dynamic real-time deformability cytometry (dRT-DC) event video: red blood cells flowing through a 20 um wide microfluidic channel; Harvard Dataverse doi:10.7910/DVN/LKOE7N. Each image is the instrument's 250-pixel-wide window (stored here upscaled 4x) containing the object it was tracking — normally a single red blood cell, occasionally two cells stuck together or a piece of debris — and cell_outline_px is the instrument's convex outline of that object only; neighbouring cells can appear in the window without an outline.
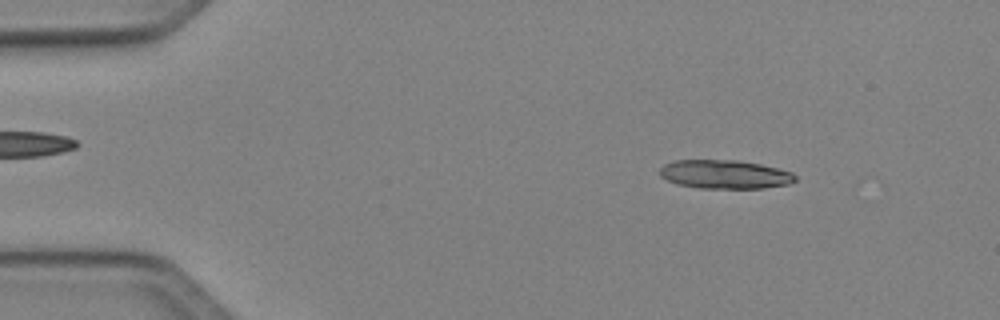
{"species": "Egyptian fruit bat (a non-hibernating species)", "species_latin": "Rousettus aegyptiacus", "temperature_condition": "cold", "stored_images_in_passage": 48, "camera_frame_rate_fps": 3000, "um_per_image_px": 0.085, "animal": {"sex": "female"}, "frame": {"image": 1, "passage_image": 6, "time_ms": 1.667, "image_size_px": [1000, 320], "cell_outline_px": [[796, 180], [788, 184], [764, 188], [700, 188], [676, 184], [660, 176], [660, 168], [664, 164], [672, 160], [736, 160], [760, 164], [792, 172], [796, 176]], "centroid_in_image_um": [61.59, 14.82], "position_along_channel_um": 23.4, "area_um2": 22.66}}
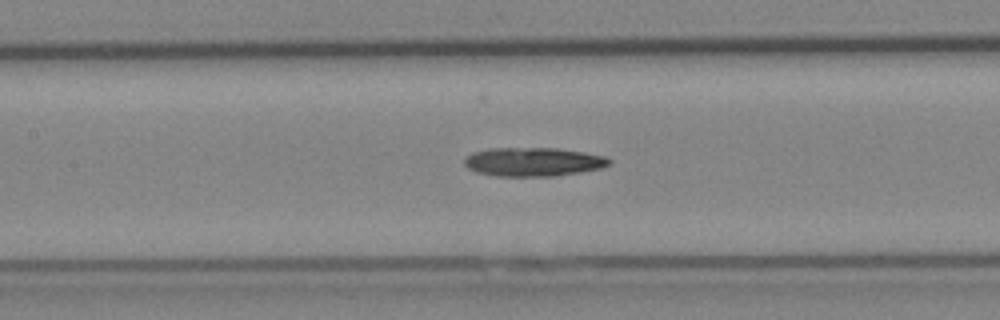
{"frame": {"image": 2, "passage_image": 22, "time_ms": 7.0, "image_size_px": [1000, 320], "cell_outline_px": [[612, 164], [600, 168], [580, 172], [556, 176], [496, 176], [476, 172], [468, 168], [464, 164], [464, 160], [472, 152], [488, 148], [556, 148], [584, 152], [604, 156], [612, 160]], "centroid_in_image_um": [45.33, 13.75], "position_along_channel_um": 162.1, "area_um2": 24.39}}
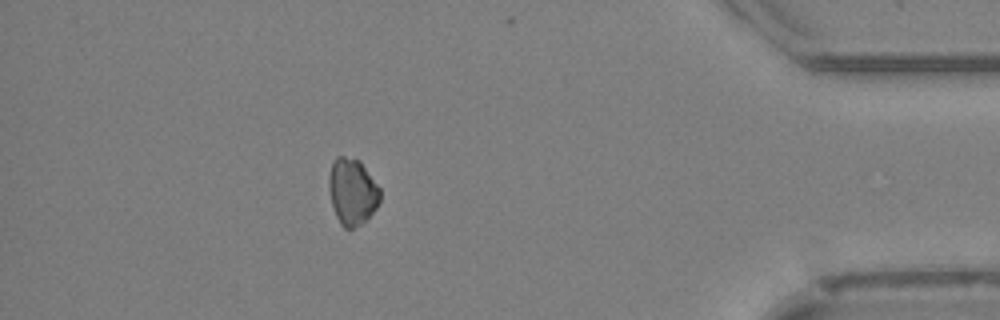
{"frame": {"image": 3, "passage_image": 43, "time_ms": 14.0, "image_size_px": [1000, 320], "cell_outline_px": [[380, 200], [376, 208], [360, 224], [352, 228], [344, 228], [340, 224], [336, 216], [332, 204], [328, 188], [328, 176], [332, 164], [336, 156], [344, 156], [360, 160], [380, 188]], "centroid_in_image_um": [29.93, 16.26], "position_along_channel_um": 405.3, "area_um2": 19.77}, "authors_computed_cell_mechanics": {"area_um2": 23.0911, "velocity_mm_per_s": 4.1031, "shape_relaxation_time_tau1_ms": 10.1843, "shape_relaxation_time_tau2_ms": null, "deformation_change_tau1": 0.2348, "deformation_change_tau2": null}}